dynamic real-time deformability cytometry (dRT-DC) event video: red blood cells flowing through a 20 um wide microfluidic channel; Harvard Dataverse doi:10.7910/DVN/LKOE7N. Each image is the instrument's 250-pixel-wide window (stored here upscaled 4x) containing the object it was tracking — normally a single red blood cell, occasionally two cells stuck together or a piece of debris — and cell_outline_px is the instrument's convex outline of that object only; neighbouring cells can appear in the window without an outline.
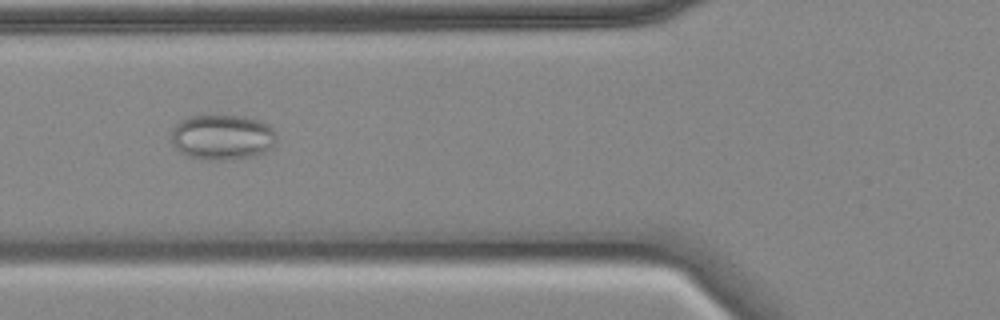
{"species": "common noctule bat (a hibernating species)", "species_latin": "Nyctalus noctula", "temperature_condition": "cold", "stored_images_in_passage": 56, "camera_frame_rate_fps": 3000, "um_per_image_px": 0.085, "animal": {"sex": "female", "body_mass_g": 18.4}, "frame": {"image": 1, "passage_image": 20, "time_ms": 6.333, "image_size_px": [1000, 320], "cell_outline_px": [[276, 140], [272, 148], [256, 156], [232, 160], [208, 160], [188, 156], [180, 152], [172, 144], [172, 128], [180, 120], [192, 116], [244, 116], [260, 120], [268, 124], [276, 132]], "centroid_in_image_um": [18.92, 11.67], "position_along_channel_um": 106.9, "area_um2": 28.09}}
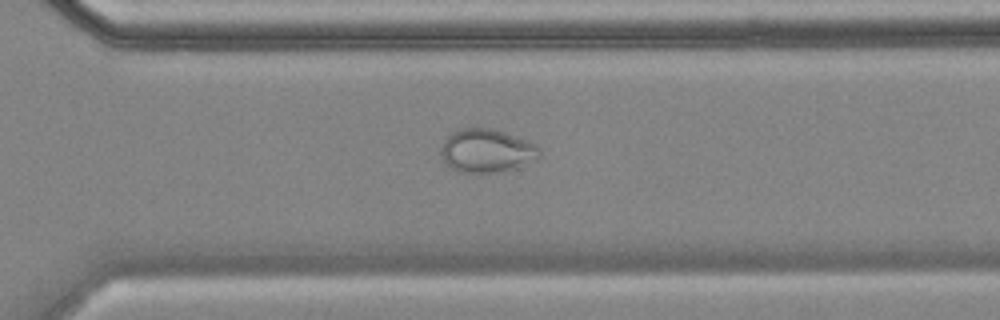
{"frame": {"image": 2, "passage_image": 39, "time_ms": 12.667, "image_size_px": [1000, 320], "cell_outline_px": [[540, 156], [516, 168], [496, 172], [456, 172], [444, 160], [440, 152], [440, 148], [444, 140], [452, 132], [460, 128], [492, 128], [504, 132], [536, 144], [540, 148]], "centroid_in_image_um": [41.34, 12.8], "position_along_channel_um": 329.3, "area_um2": 24.74}}
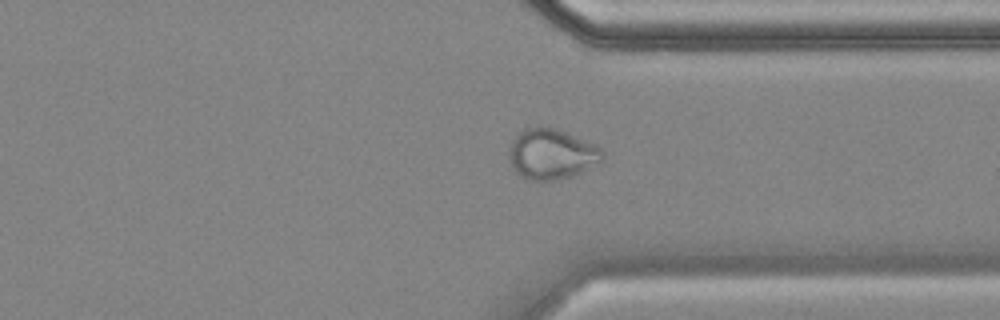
{"frame": {"image": 3, "passage_image": 42, "time_ms": 13.667, "image_size_px": [1000, 320], "cell_outline_px": [[604, 160], [572, 176], [556, 180], [528, 180], [520, 176], [516, 172], [512, 164], [508, 152], [512, 140], [524, 128], [552, 128], [564, 132], [592, 144], [600, 148], [604, 152]], "centroid_in_image_um": [46.87, 13.12], "position_along_channel_um": 364.5, "area_um2": 26.88}, "authors_computed_cell_mechanics": {"area_um2": 28.3509, "velocity_mm_per_s": 3.5105, "shape_relaxation_time_tau1_ms": null, "shape_relaxation_time_tau2_ms": 2.9654, "deformation_change_tau1": null, "deformation_change_tau2": 0.0443}}